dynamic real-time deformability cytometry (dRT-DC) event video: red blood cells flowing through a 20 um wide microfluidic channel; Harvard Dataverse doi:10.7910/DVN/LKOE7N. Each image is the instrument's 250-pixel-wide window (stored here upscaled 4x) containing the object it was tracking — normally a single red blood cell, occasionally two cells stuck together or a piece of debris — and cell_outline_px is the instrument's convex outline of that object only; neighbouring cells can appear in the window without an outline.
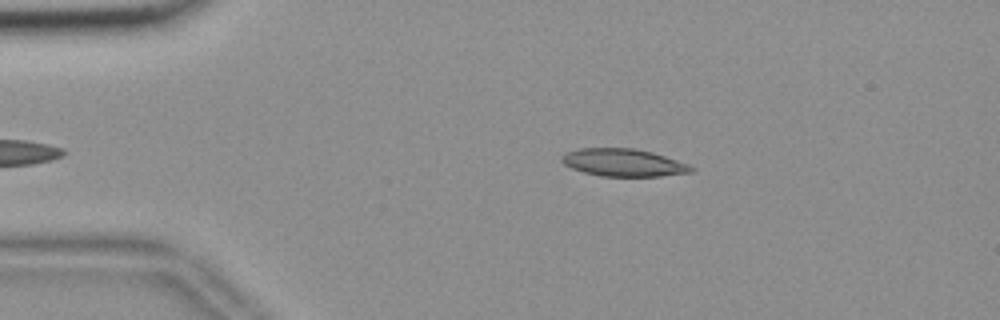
{"species": "common noctule bat (a hibernating species)", "species_latin": "Nyctalus noctula", "temperature_condition": "room temperature", "stored_images_in_passage": 40, "camera_frame_rate_fps": 3000, "um_per_image_px": 0.085, "animal": {"sex": "female", "body_mass_g": 18.4}, "frame": {"image": 1, "passage_image": 3, "time_ms": 0.667, "image_size_px": [1000, 320], "cell_outline_px": [[696, 168], [692, 172], [660, 176], [600, 176], [584, 172], [572, 168], [564, 164], [560, 160], [568, 152], [580, 148], [636, 148], [652, 152], [688, 164]], "centroid_in_image_um": [53.01, 13.82], "position_along_channel_um": 32.0, "area_um2": 20.63}}
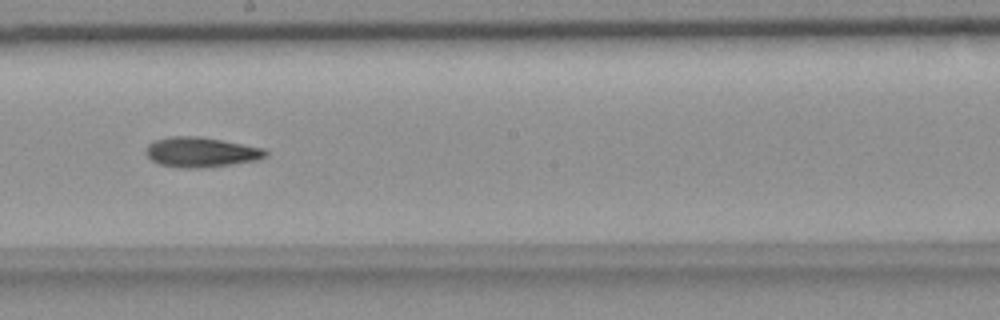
{"frame": {"image": 2, "passage_image": 23, "time_ms": 7.333, "image_size_px": [1000, 320], "cell_outline_px": [[268, 156], [256, 160], [228, 164], [196, 168], [188, 168], [160, 164], [152, 160], [144, 152], [148, 144], [156, 140], [172, 136], [200, 136], [264, 148], [268, 152]], "centroid_in_image_um": [17.09, 12.92], "position_along_channel_um": 231.1, "area_um2": 20.58}}
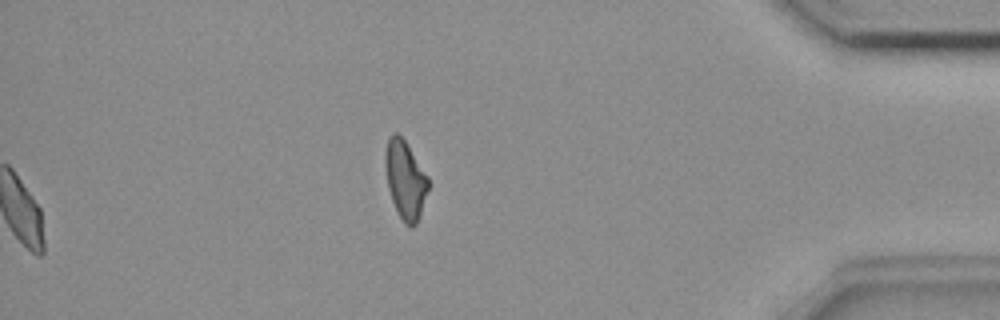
{"frame": {"image": 3, "passage_image": 40, "time_ms": 13.0, "image_size_px": [1000, 320], "cell_outline_px": [[428, 188], [416, 224], [412, 228], [404, 224], [396, 212], [388, 188], [384, 164], [384, 152], [388, 136], [392, 132], [396, 132], [404, 140], [428, 176]], "centroid_in_image_um": [34.4, 15.26], "position_along_channel_um": 400.8, "area_um2": 19.59}}